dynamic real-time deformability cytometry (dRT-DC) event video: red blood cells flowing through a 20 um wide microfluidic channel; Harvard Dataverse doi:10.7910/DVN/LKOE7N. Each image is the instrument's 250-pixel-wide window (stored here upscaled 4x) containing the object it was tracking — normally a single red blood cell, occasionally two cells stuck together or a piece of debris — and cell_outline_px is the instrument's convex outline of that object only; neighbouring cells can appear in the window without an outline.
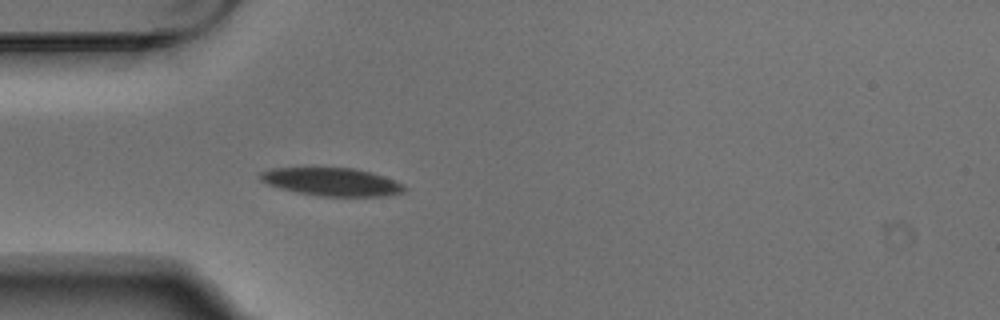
{"species": "Egyptian fruit bat (a non-hibernating species)", "species_latin": "Rousettus aegyptiacus", "temperature_condition": "warm", "stored_images_in_passage": 5, "camera_frame_rate_fps": 3000, "um_per_image_px": 0.085, "animal": {"sex": "male"}, "frame": {"image": 1, "passage_image": 5, "time_ms": 1.333, "image_size_px": [1000, 320], "cell_outline_px": [[408, 188], [404, 192], [384, 196], [320, 196], [296, 192], [280, 188], [268, 184], [260, 180], [260, 172], [272, 168], [356, 168], [372, 172], [384, 176], [404, 184]], "centroid_in_image_um": [28.24, 15.46], "position_along_channel_um": 56.8, "area_um2": 23.58}}